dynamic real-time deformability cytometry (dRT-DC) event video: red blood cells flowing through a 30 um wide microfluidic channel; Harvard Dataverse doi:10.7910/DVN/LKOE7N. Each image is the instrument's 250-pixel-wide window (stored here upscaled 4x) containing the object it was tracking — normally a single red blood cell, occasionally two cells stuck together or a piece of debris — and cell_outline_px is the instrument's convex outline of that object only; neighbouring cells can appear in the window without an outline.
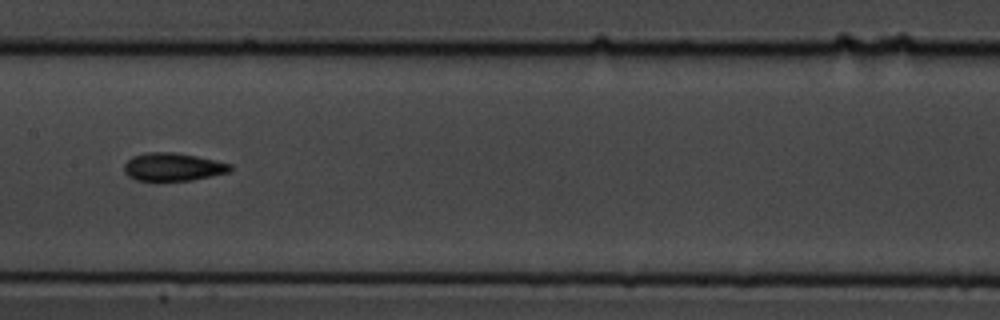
{"species": "common noctule bat (a hibernating species)", "species_latin": "Nyctalus noctula", "temperature_condition": "cold", "stored_images_in_passage": 38, "camera_frame_rate_fps": 3000, "um_per_image_px": 0.085, "animal": {"sex": "male", "body_mass_g": 19.5, "forearm_length_mm": 54.6}, "frame": {"image": 1, "passage_image": 17, "time_ms": 5.333, "image_size_px": [1000, 320], "cell_outline_px": [[232, 168], [228, 172], [212, 176], [192, 180], [136, 180], [128, 176], [124, 172], [124, 164], [132, 156], [148, 152], [172, 152], [196, 156], [232, 164]], "centroid_in_image_um": [14.68, 14.18], "position_along_channel_um": 192.7, "area_um2": 17.17}}
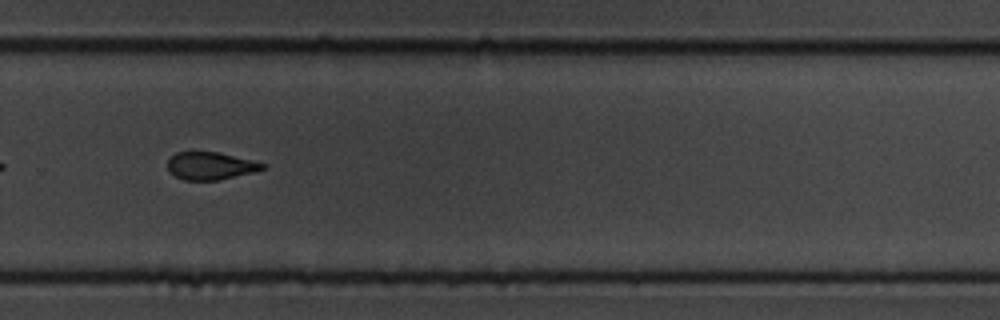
{"frame": {"image": 2, "passage_image": 27, "time_ms": 8.667, "image_size_px": [1000, 320], "cell_outline_px": [[268, 168], [220, 180], [184, 180], [168, 172], [168, 160], [176, 152], [220, 152], [268, 164]], "centroid_in_image_um": [17.92, 14.1], "position_along_channel_um": 311.9, "area_um2": 15.37}, "authors_computed_cell_mechanics": {"area_um2": 16.6175, "velocity_mm_per_s": 3.5946, "shape_relaxation_time_tau1_ms": 5.4576, "shape_relaxation_time_tau2_ms": 3.7378, "deformation_change_tau1": 0.1602, "deformation_change_tau2": 0.0989}}